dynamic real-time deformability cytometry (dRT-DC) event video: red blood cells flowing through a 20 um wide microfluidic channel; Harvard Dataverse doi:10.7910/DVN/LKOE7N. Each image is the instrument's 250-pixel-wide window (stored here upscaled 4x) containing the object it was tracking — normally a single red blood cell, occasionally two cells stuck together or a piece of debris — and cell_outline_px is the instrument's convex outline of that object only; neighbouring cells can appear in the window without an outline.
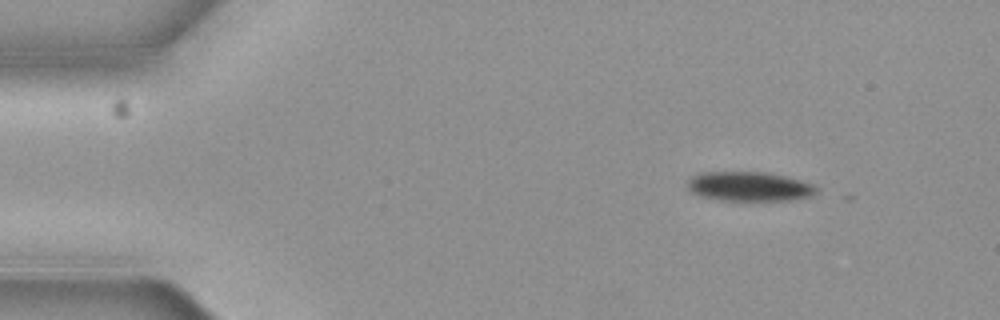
{"species": "common noctule bat (a hibernating species)", "species_latin": "Nyctalus noctula", "temperature_condition": "cold", "stored_images_in_passage": 4, "camera_frame_rate_fps": 3000, "um_per_image_px": 0.085, "animal": {"sex": "female", "body_mass_g": 19.3, "forearm_length_mm": 54.1}, "frame": {"image": 1, "passage_image": 1, "time_ms": 0.0, "image_size_px": [1000, 320], "cell_outline_px": [[820, 192], [812, 196], [796, 200], [752, 204], [744, 204], [720, 200], [700, 196], [692, 192], [688, 188], [688, 180], [692, 176], [700, 172], [764, 172], [784, 176], [812, 184], [820, 188]], "centroid_in_image_um": [63.75, 15.92], "position_along_channel_um": 21.3, "area_um2": 23.41}}
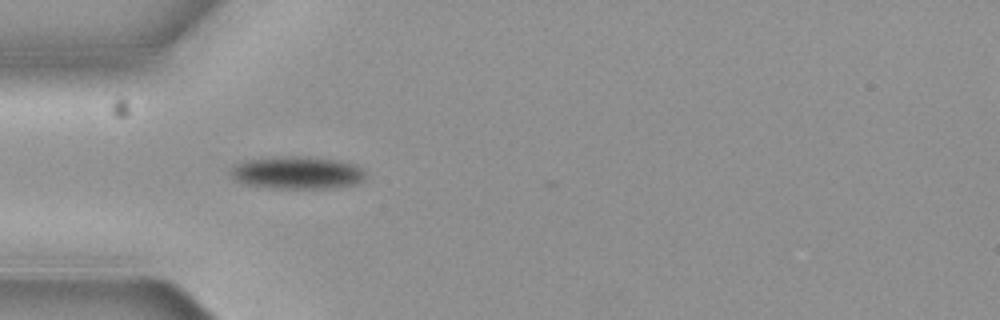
{"frame": {"image": 2, "passage_image": 4, "time_ms": 1.0, "image_size_px": [1000, 320], "cell_outline_px": [[364, 180], [356, 184], [336, 188], [276, 188], [244, 184], [236, 180], [232, 176], [232, 168], [236, 164], [248, 160], [292, 156], [308, 156], [340, 160], [356, 164], [364, 172]], "centroid_in_image_um": [25.33, 14.68], "position_along_channel_um": 59.7, "area_um2": 25.49}}